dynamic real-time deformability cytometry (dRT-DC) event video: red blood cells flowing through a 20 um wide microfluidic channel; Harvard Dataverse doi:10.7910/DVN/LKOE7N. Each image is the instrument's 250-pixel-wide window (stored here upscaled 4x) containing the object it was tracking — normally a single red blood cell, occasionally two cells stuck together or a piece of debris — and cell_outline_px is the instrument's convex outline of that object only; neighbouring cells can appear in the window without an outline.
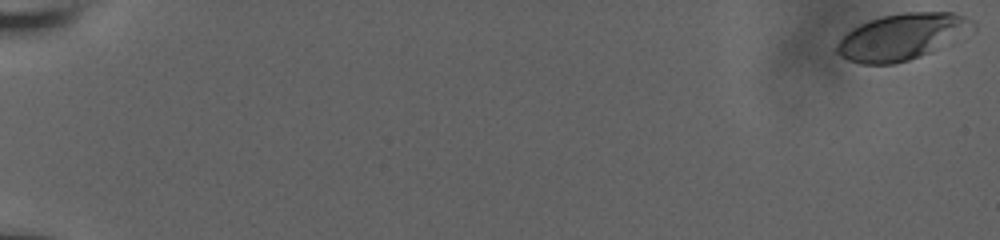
{"species": "human", "species_latin": "Homo sapiens", "temperature_condition": "room temperature", "stored_images_in_passage": 57, "camera_frame_rate_fps": 3000, "um_per_image_px": 0.085, "donor": {"sex": "male"}, "frame": {"image": 1, "passage_image": 1, "time_ms": 0.0, "image_size_px": [1000, 240], "cell_outline_px": [[976, 28], [932, 52], [908, 60], [892, 64], [860, 64], [848, 60], [840, 56], [836, 52], [836, 44], [852, 28], [860, 24], [884, 16], [904, 12], [952, 12], [964, 16], [972, 20], [976, 24]], "centroid_in_image_um": [76.67, 3.13], "position_along_channel_um": 8.3, "area_um2": 36.47}}
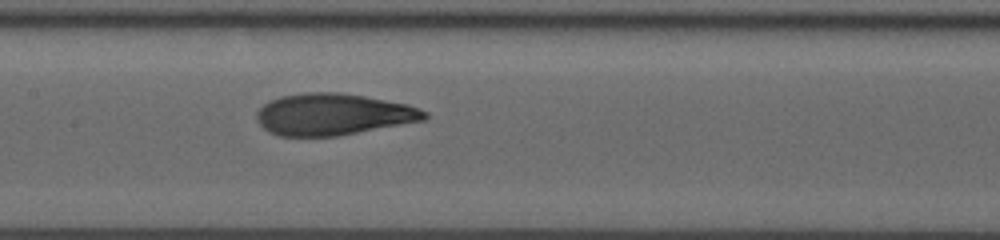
{"frame": {"image": 2, "passage_image": 31, "time_ms": 10.0, "image_size_px": [1000, 240], "cell_outline_px": [[428, 116], [424, 120], [336, 136], [280, 136], [268, 132], [256, 120], [256, 112], [268, 100], [280, 96], [304, 92], [336, 92], [364, 96], [408, 104], [420, 108], [428, 112]], "centroid_in_image_um": [28.29, 9.71], "position_along_channel_um": 179.1, "area_um2": 40.75}}
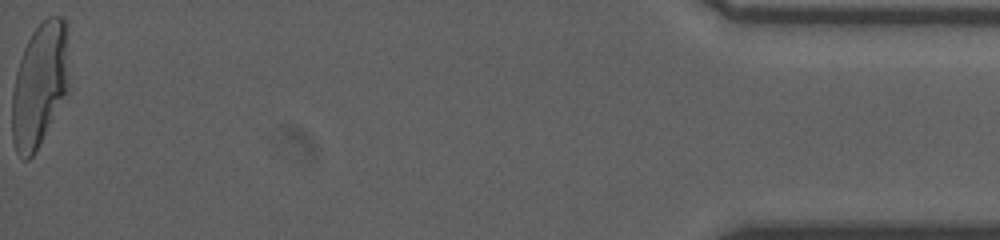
{"frame": {"image": 3, "passage_image": 57, "time_ms": 18.667, "image_size_px": [1000, 240], "cell_outline_px": [[68, 92], [36, 152], [28, 160], [24, 160], [16, 152], [12, 140], [12, 92], [16, 72], [24, 48], [32, 32], [48, 16], [60, 16], [64, 20], [68, 84]], "centroid_in_image_um": [3.33, 7.29], "position_along_channel_um": 431.9, "area_um2": 40.75}, "authors_computed_cell_mechanics": {"area_um2": 39.8242, "velocity_mm_per_s": 3.9285, "shape_relaxation_time_tau1_ms": 5.775, "shape_relaxation_time_tau2_ms": 0.9688, "deformation_change_tau1": 0.2308, "deformation_change_tau2": 0.0783}}